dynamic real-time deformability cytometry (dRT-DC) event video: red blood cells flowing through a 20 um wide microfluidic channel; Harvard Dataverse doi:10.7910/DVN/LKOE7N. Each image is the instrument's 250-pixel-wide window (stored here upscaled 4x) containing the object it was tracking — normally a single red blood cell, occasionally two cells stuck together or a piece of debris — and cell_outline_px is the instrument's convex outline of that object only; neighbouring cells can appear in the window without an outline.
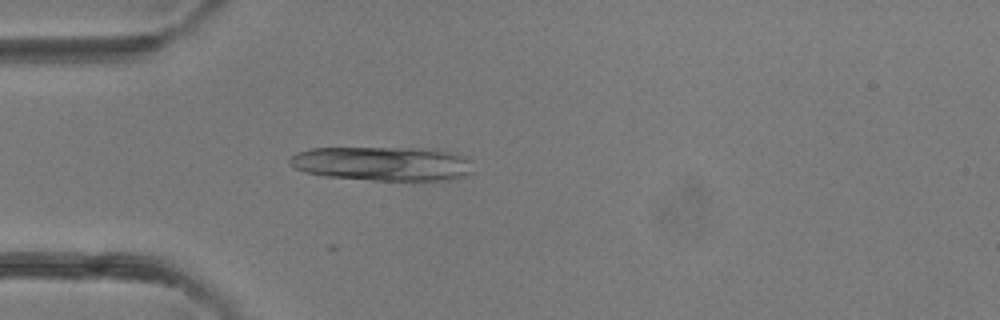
{"species": "common noctule bat (a hibernating species)", "species_latin": "Nyctalus noctula", "temperature_condition": "room temperature", "stored_images_in_passage": 10, "camera_frame_rate_fps": 3000, "um_per_image_px": 0.085, "animal": {"sex": "female"}, "frame": {"image": 1, "passage_image": 1, "time_ms": 0.0, "image_size_px": [1000, 320], "cell_outline_px": [[472, 172], [468, 176], [452, 180], [372, 180], [324, 176], [304, 172], [288, 164], [288, 160], [296, 152], [312, 148], [436, 148], [464, 156], [472, 160]], "centroid_in_image_um": [32.57, 13.91], "position_along_channel_um": 52.4, "area_um2": 37.11}}
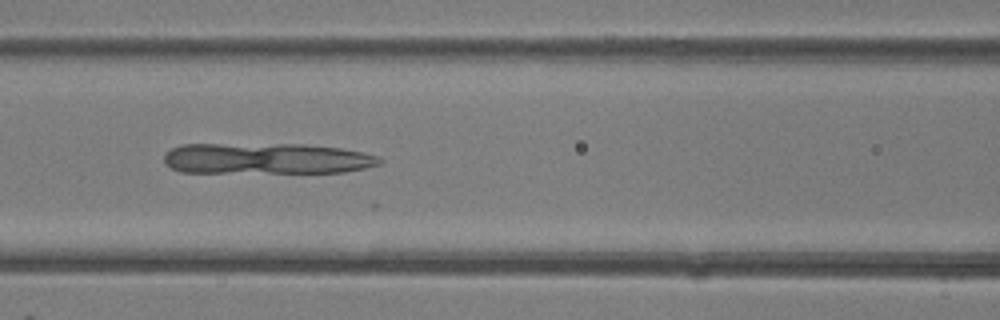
{"frame": {"image": 2, "passage_image": 7, "time_ms": 2.0, "image_size_px": [1000, 320], "cell_outline_px": [[384, 160], [380, 164], [364, 168], [344, 172], [180, 172], [164, 164], [164, 156], [172, 148], [180, 144], [304, 144], [340, 148], [364, 152], [380, 156]], "centroid_in_image_um": [22.67, 13.47], "position_along_channel_um": 143.9, "area_um2": 39.07}}
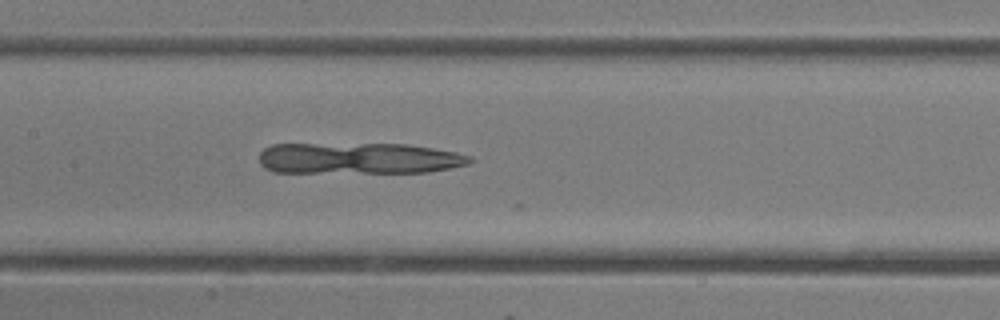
{"frame": {"image": 3, "passage_image": 9, "time_ms": 2.667, "image_size_px": [1000, 320], "cell_outline_px": [[476, 160], [468, 164], [428, 172], [272, 172], [264, 168], [260, 164], [260, 152], [264, 148], [272, 144], [408, 144], [456, 152], [472, 156]], "centroid_in_image_um": [30.5, 13.45], "position_along_channel_um": 176.9, "area_um2": 38.44}}